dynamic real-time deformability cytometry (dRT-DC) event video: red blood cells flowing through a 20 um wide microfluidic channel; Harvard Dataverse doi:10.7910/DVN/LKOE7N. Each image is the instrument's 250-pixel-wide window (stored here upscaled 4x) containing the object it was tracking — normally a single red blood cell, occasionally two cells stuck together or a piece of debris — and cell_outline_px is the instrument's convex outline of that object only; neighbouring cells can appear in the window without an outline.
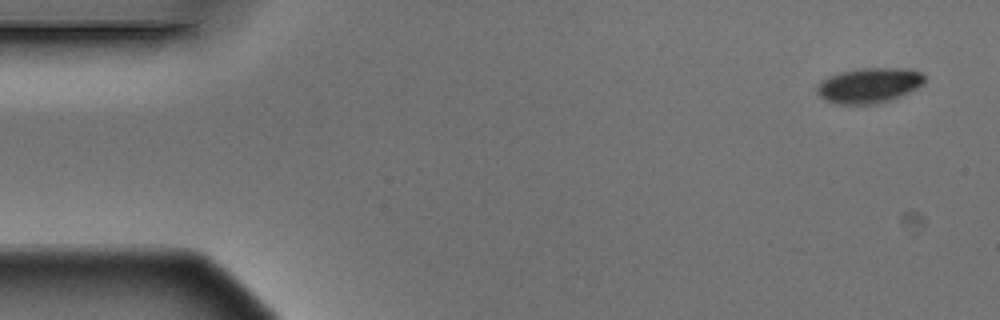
{"species": "Egyptian fruit bat (a non-hibernating species)", "species_latin": "Rousettus aegyptiacus", "temperature_condition": "warm", "stored_images_in_passage": 4, "camera_frame_rate_fps": 3000, "um_per_image_px": 0.085, "animal": {"sex": "male"}, "frame": {"image": 1, "passage_image": 1, "time_ms": 0.0, "image_size_px": [1000, 320], "cell_outline_px": [[924, 84], [892, 100], [880, 104], [840, 104], [824, 100], [816, 92], [816, 88], [820, 80], [828, 76], [840, 72], [860, 68], [908, 68], [920, 72], [924, 76]], "centroid_in_image_um": [73.85, 7.26], "position_along_channel_um": 11.1, "area_um2": 22.25}}
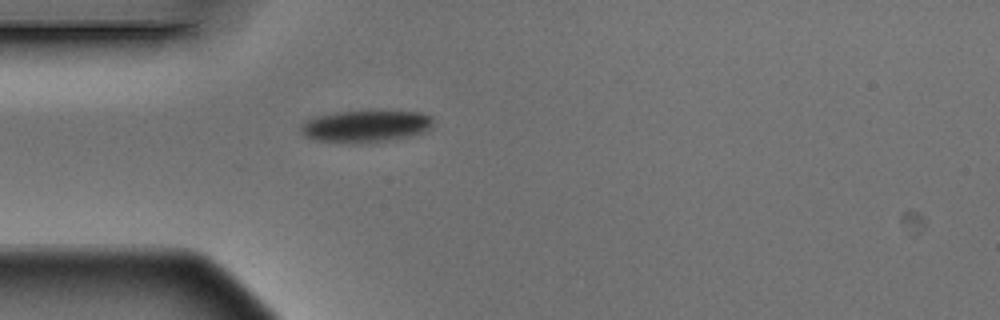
{"frame": {"image": 2, "passage_image": 4, "time_ms": 1.0, "image_size_px": [1000, 320], "cell_outline_px": [[432, 124], [424, 132], [412, 136], [364, 144], [356, 144], [316, 140], [304, 136], [300, 132], [300, 128], [308, 120], [320, 116], [336, 112], [420, 112], [432, 116]], "centroid_in_image_um": [31.09, 10.76], "position_along_channel_um": 53.9, "area_um2": 24.33}}